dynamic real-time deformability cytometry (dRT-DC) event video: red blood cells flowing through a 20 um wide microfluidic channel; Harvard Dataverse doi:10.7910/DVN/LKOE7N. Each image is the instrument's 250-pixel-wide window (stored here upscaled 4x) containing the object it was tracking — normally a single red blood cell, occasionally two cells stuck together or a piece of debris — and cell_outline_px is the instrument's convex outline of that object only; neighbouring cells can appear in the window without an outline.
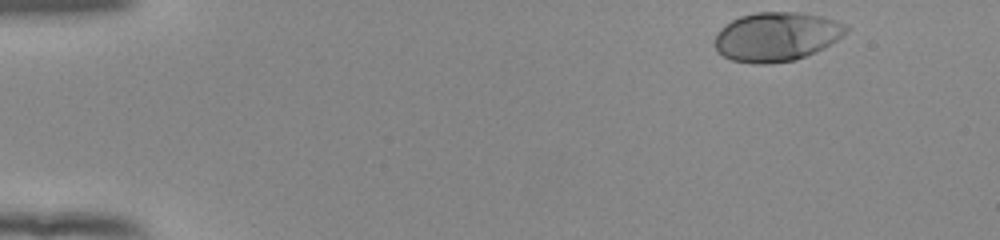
{"species": "human", "species_latin": "Homo sapiens", "temperature_condition": "room temperature", "stored_images_in_passage": 49, "camera_frame_rate_fps": 3000, "um_per_image_px": 0.085, "donor": {"sex": "female"}, "frame": {"image": 1, "passage_image": 1, "time_ms": 0.0, "image_size_px": [1000, 240], "cell_outline_px": [[848, 32], [824, 48], [816, 52], [796, 60], [768, 64], [756, 64], [732, 60], [724, 56], [716, 48], [716, 32], [720, 28], [732, 20], [740, 16], [756, 12], [800, 12], [824, 16], [848, 24]], "centroid_in_image_um": [66.05, 3.11], "position_along_channel_um": 19.0, "area_um2": 37.8}}
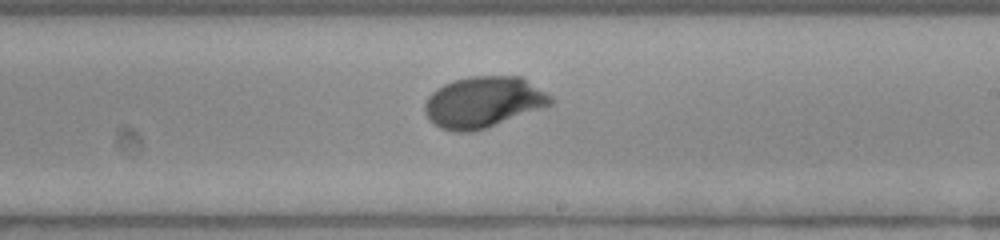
{"frame": {"image": 2, "passage_image": 28, "time_ms": 9.0, "image_size_px": [1000, 240], "cell_outline_px": [[556, 100], [552, 104], [484, 128], [472, 132], [452, 132], [440, 128], [428, 120], [424, 112], [424, 104], [428, 96], [436, 88], [452, 80], [472, 76], [524, 76], [552, 96]], "centroid_in_image_um": [41.06, 8.66], "position_along_channel_um": 247.9, "area_um2": 37.69}}
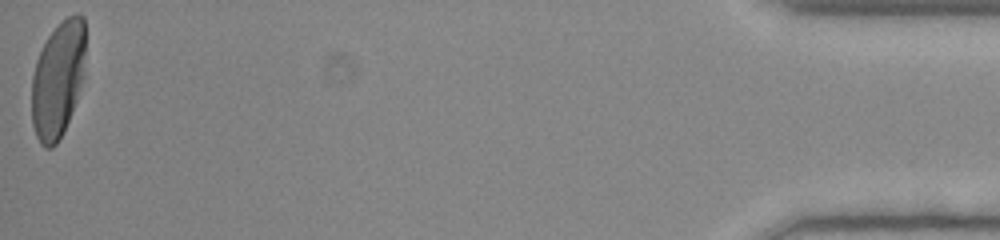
{"frame": {"image": 3, "passage_image": 49, "time_ms": 16.0, "image_size_px": [1000, 240], "cell_outline_px": [[84, 80], [64, 132], [56, 144], [52, 148], [44, 148], [40, 144], [36, 136], [32, 124], [32, 76], [36, 60], [48, 36], [68, 16], [76, 12], [84, 16]], "centroid_in_image_um": [4.93, 6.79], "position_along_channel_um": 430.3, "area_um2": 36.59}, "authors_computed_cell_mechanics": {"area_um2": 36.5874, "velocity_mm_per_s": 3.8488, "shape_relaxation_time_tau1_ms": 2.3741, "shape_relaxation_time_tau2_ms": null, "deformation_change_tau1": 0.1603, "deformation_change_tau2": null}}